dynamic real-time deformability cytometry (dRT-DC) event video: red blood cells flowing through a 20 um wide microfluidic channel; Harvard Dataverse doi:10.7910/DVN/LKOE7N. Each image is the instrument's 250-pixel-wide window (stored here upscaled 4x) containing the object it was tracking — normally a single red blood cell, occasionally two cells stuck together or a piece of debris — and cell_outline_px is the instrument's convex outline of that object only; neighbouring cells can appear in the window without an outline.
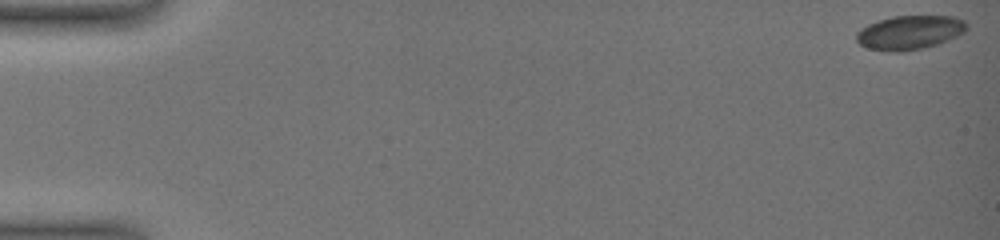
{"species": "common noctule bat (a hibernating species)", "species_latin": "Nyctalus noctula", "temperature_condition": "warm", "stored_images_in_passage": 59, "camera_frame_rate_fps": 3000, "um_per_image_px": 0.085, "animal": {"sex": "female", "body_mass_g": 19.0, "forearm_length_mm": 51.5}, "frame": {"image": 1, "passage_image": 1, "time_ms": 0.0, "image_size_px": [1000, 240], "cell_outline_px": [[968, 28], [964, 32], [948, 40], [924, 48], [900, 52], [892, 52], [868, 48], [860, 44], [856, 40], [856, 32], [860, 28], [868, 24], [892, 16], [952, 16], [964, 20], [968, 24]], "centroid_in_image_um": [77.32, 2.76], "position_along_channel_um": 7.7, "area_um2": 21.91}}
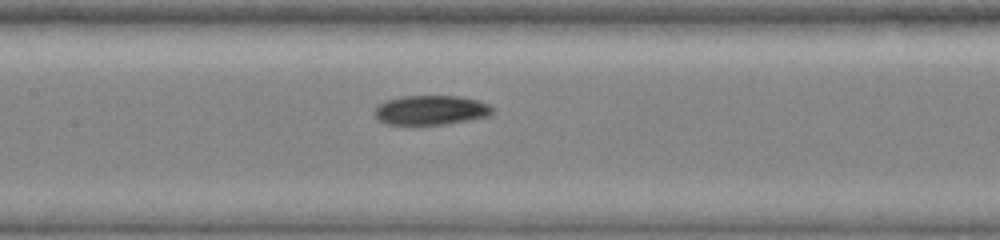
{"frame": {"image": 2, "passage_image": 37, "time_ms": 9.333, "image_size_px": [1000, 240], "cell_outline_px": [[496, 112], [492, 116], [444, 124], [384, 124], [372, 112], [380, 104], [388, 100], [404, 96], [460, 96], [476, 100], [488, 104]], "centroid_in_image_um": [36.67, 9.36], "position_along_channel_um": 170.7, "area_um2": 20.17}}
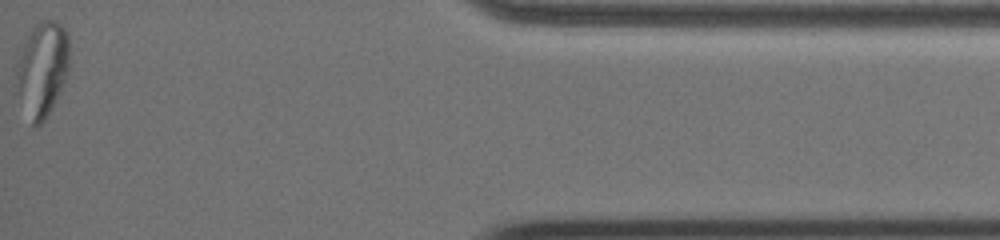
{"frame": {"image": 3, "passage_image": 59, "time_ms": 18.0, "image_size_px": [1000, 240], "cell_outline_px": [[68, 72], [60, 92], [44, 120], [36, 128], [32, 124], [20, 92], [16, 76], [16, 64], [24, 36], [40, 20], [56, 20], [68, 32]], "centroid_in_image_um": [3.61, 5.77], "position_along_channel_um": 431.6, "area_um2": 28.9}, "authors_computed_cell_mechanics": {"area_um2": 21.0392, "velocity_mm_per_s": 3.6117, "shape_relaxation_time_tau1_ms": null, "shape_relaxation_time_tau2_ms": 3.4651, "deformation_change_tau1": null, "deformation_change_tau2": 0.0532}}